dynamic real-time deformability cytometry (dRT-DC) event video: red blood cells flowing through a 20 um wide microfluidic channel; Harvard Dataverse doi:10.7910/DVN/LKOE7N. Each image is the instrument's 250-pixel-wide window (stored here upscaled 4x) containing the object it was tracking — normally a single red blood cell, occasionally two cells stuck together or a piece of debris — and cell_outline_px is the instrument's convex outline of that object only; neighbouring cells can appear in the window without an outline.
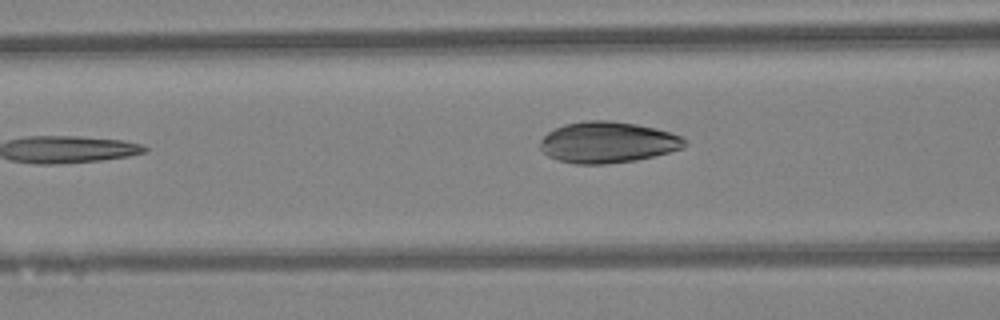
{"species": "Egyptian fruit bat (a non-hibernating species)", "species_latin": "Rousettus aegyptiacus", "temperature_condition": "warm", "stored_images_in_passage": 6, "camera_frame_rate_fps": 3000, "um_per_image_px": 0.085, "animal": {"sex": "female"}, "frame": {"image": 1, "passage_image": 6, "time_ms": 1.667, "image_size_px": [1000, 320], "cell_outline_px": [[688, 144], [680, 148], [668, 152], [636, 160], [604, 164], [576, 164], [560, 160], [548, 156], [540, 148], [540, 140], [548, 132], [564, 124], [588, 120], [612, 120], [636, 124], [656, 128], [672, 132], [688, 140]], "centroid_in_image_um": [51.66, 12.08], "position_along_channel_um": 114.9, "area_um2": 34.62}}